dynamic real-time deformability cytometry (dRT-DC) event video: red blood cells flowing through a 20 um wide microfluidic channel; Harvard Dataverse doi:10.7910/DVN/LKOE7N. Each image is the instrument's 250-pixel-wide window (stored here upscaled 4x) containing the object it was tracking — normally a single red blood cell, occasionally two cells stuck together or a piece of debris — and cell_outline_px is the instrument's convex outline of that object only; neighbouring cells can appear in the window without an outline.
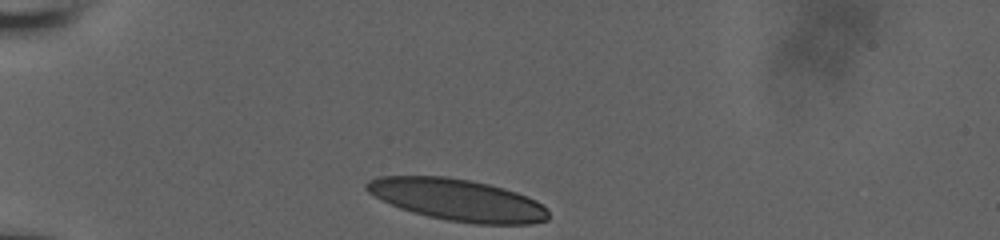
{"species": "human", "species_latin": "Homo sapiens", "temperature_condition": "room temperature", "stored_images_in_passage": 31, "camera_frame_rate_fps": 3000, "um_per_image_px": 0.085, "donor": {"sex": "male"}, "frame": {"image": 1, "passage_image": 1, "time_ms": 0.0, "image_size_px": [1000, 240], "cell_outline_px": [[548, 220], [532, 224], [476, 224], [448, 220], [428, 216], [412, 212], [400, 208], [380, 200], [368, 192], [364, 188], [364, 184], [368, 180], [380, 176], [444, 176], [472, 180], [504, 188], [516, 192], [536, 200], [548, 208]], "centroid_in_image_um": [38.88, 16.98], "position_along_channel_um": 46.1, "area_um2": 44.51}}
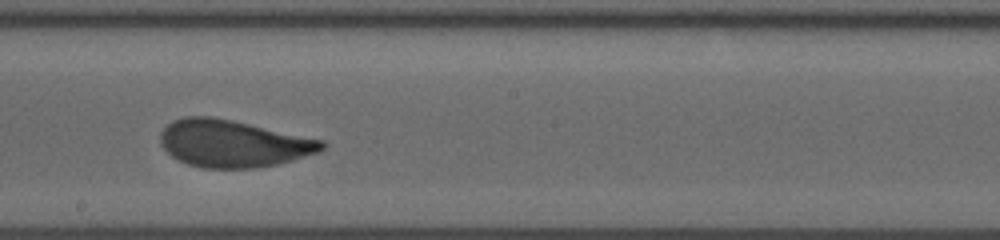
{"frame": {"image": 2, "passage_image": 18, "time_ms": 5.667, "image_size_px": [1000, 240], "cell_outline_px": [[328, 144], [320, 152], [292, 160], [276, 164], [256, 168], [204, 168], [188, 164], [172, 156], [160, 144], [160, 132], [172, 120], [184, 116], [212, 116], [232, 120], [324, 140]], "centroid_in_image_um": [19.82, 12.19], "position_along_channel_um": 228.4, "area_um2": 44.45}}
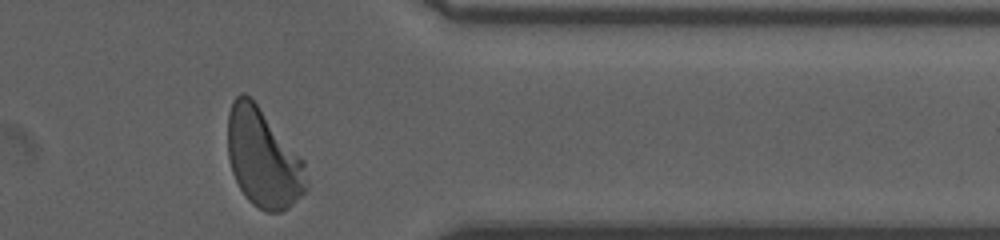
{"frame": {"image": 3, "passage_image": 31, "time_ms": 10.0, "image_size_px": [1000, 240], "cell_outline_px": [[308, 188], [288, 208], [280, 212], [268, 212], [252, 204], [244, 196], [232, 172], [228, 156], [228, 112], [232, 100], [240, 92], [244, 92], [256, 104], [304, 160], [308, 180]], "centroid_in_image_um": [22.37, 13.46], "position_along_channel_um": 389.0, "area_um2": 44.97}, "authors_computed_cell_mechanics": {"area_um2": 44.6216, "velocity_mm_per_s": 3.905, "shape_relaxation_time_tau1_ms": 3.6674, "shape_relaxation_time_tau2_ms": null, "deformation_change_tau1": 0.1582, "deformation_change_tau2": null}}